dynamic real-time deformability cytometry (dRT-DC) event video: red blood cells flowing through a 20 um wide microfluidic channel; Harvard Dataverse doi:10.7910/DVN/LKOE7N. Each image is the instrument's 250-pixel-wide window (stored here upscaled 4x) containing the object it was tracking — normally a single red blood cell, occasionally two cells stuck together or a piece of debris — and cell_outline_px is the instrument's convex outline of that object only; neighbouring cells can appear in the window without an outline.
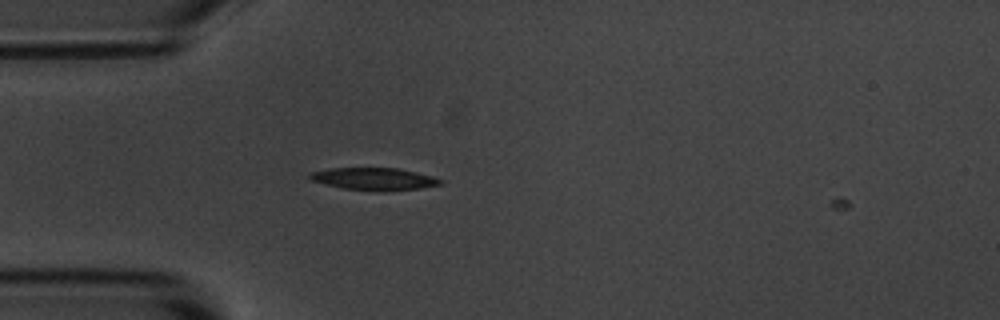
{"species": "common noctule bat (a hibernating species)", "species_latin": "Nyctalus noctula", "temperature_condition": "room temperature", "stored_images_in_passage": 6, "camera_frame_rate_fps": 3000, "um_per_image_px": 0.085, "animal": {"sex": "male", "body_mass_g": 20.1, "forearm_length_mm": 53.5}, "frame": {"image": 1, "passage_image": 5, "time_ms": 1.333, "image_size_px": [1000, 320], "cell_outline_px": [[444, 184], [420, 188], [344, 188], [312, 180], [304, 176], [308, 172], [328, 168], [396, 168], [432, 176], [444, 180]], "centroid_in_image_um": [31.73, 15.15], "position_along_channel_um": 53.3, "area_um2": 16.01}}